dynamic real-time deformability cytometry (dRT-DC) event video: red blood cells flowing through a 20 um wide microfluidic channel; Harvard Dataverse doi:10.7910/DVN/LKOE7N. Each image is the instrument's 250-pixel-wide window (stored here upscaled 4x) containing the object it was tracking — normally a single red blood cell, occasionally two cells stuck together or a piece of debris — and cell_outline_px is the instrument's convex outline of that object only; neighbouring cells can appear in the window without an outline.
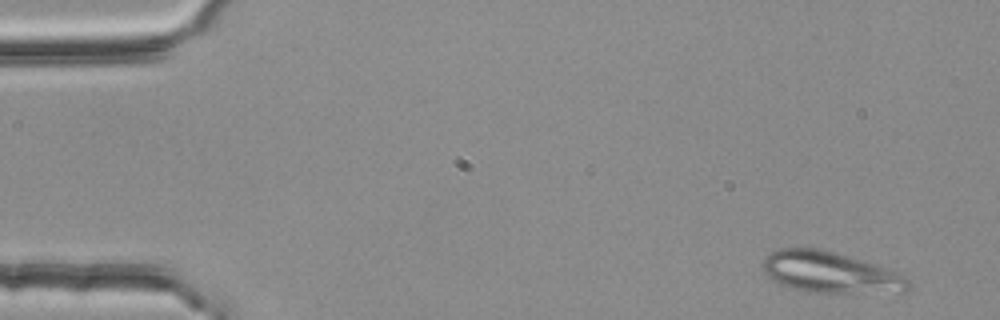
{"species": "common noctule bat (a hibernating species)", "species_latin": "Nyctalus noctula", "temperature_condition": "room temperature", "stored_images_in_passage": 4, "camera_frame_rate_fps": 3000, "um_per_image_px": 0.085, "animal": {"sex": "female", "body_mass_g": 25.1}, "frame": {"image": 1, "passage_image": 1, "time_ms": 0.0, "image_size_px": [1000, 320], "cell_outline_px": [[912, 288], [904, 292], [804, 292], [780, 284], [772, 280], [764, 272], [764, 260], [772, 252], [780, 248], [820, 248], [836, 252], [896, 272], [904, 276], [912, 284]], "centroid_in_image_um": [70.57, 23.16], "position_along_channel_um": 14.4, "area_um2": 34.51}}